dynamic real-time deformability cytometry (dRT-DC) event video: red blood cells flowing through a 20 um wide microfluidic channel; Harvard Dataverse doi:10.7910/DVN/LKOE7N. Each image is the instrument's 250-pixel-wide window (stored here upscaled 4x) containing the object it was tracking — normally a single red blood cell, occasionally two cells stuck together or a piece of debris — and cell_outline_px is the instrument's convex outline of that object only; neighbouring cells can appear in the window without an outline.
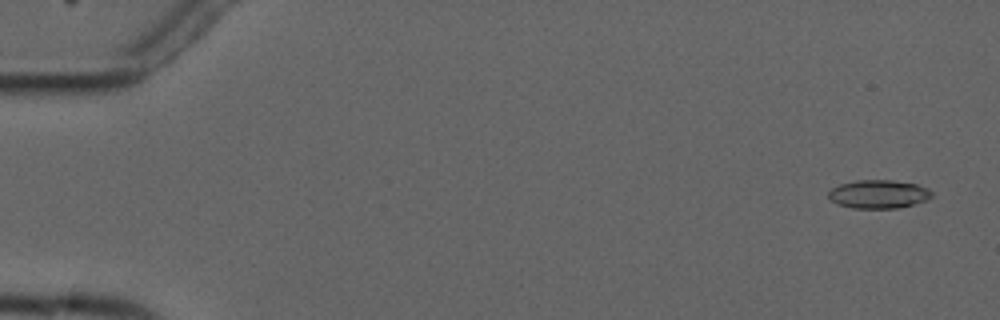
{"species": "common noctule bat (a hibernating species)", "species_latin": "Nyctalus noctula", "temperature_condition": "cold", "stored_images_in_passage": 4, "camera_frame_rate_fps": 3000, "um_per_image_px": 0.085, "animal": {"sex": "male", "forearm_length_mm": 52.5}, "frame": {"image": 1, "passage_image": 1, "time_ms": 0.0, "image_size_px": [1000, 320], "cell_outline_px": [[932, 196], [924, 200], [900, 208], [852, 208], [836, 204], [828, 196], [828, 192], [832, 188], [840, 184], [856, 180], [892, 180], [916, 184], [928, 188], [932, 192]], "centroid_in_image_um": [74.65, 16.5], "position_along_channel_um": 10.3, "area_um2": 17.05}}
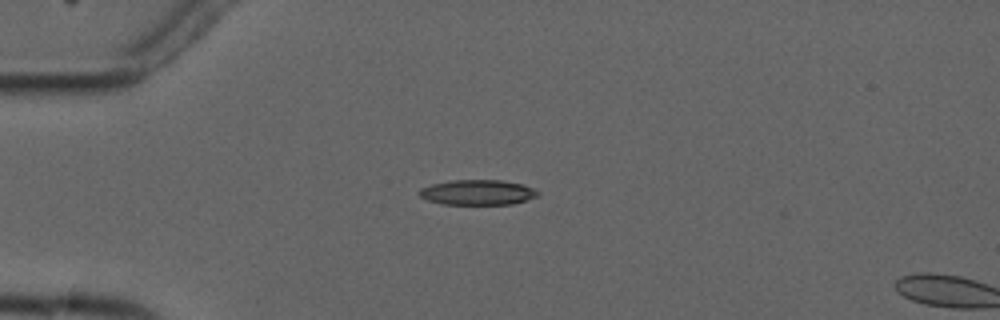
{"frame": {"image": 2, "passage_image": 4, "time_ms": 4.0, "image_size_px": [1000, 320], "cell_outline_px": [[540, 196], [512, 204], [440, 204], [428, 200], [420, 196], [416, 192], [420, 188], [432, 184], [452, 180], [500, 180], [524, 184], [540, 192]], "centroid_in_image_um": [40.6, 16.35], "position_along_channel_um": 44.4, "area_um2": 17.51}}